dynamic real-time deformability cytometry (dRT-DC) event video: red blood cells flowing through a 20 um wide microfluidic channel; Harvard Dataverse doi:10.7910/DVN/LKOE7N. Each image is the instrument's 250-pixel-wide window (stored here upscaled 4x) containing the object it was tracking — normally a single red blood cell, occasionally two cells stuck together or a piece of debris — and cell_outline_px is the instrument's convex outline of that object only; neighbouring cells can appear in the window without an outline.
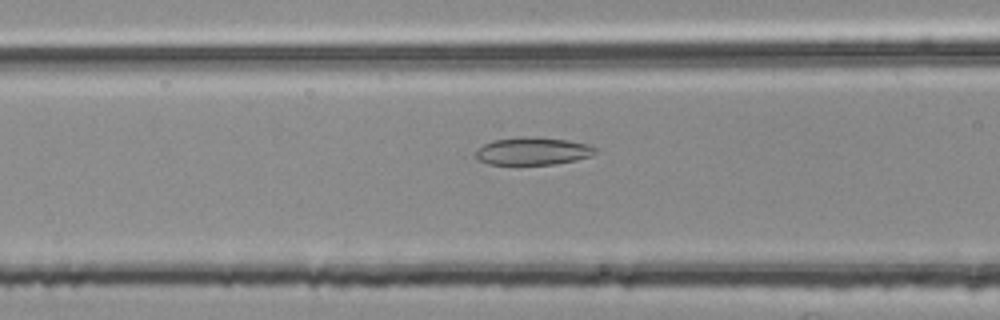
{"species": "common noctule bat (a hibernating species)", "species_latin": "Nyctalus noctula", "temperature_condition": "room temperature", "stored_images_in_passage": 13, "camera_frame_rate_fps": 3000, "um_per_image_px": 0.085, "animal": {"sex": "female", "body_mass_g": 25.1}, "frame": {"image": 1, "passage_image": 8, "time_ms": 2.333, "image_size_px": [1000, 320], "cell_outline_px": [[596, 152], [592, 156], [576, 160], [556, 164], [488, 164], [476, 160], [472, 156], [484, 144], [492, 140], [516, 136], [524, 136], [568, 140], [588, 144], [596, 148]], "centroid_in_image_um": [45.25, 12.84], "position_along_channel_um": 121.3, "area_um2": 19.48}}
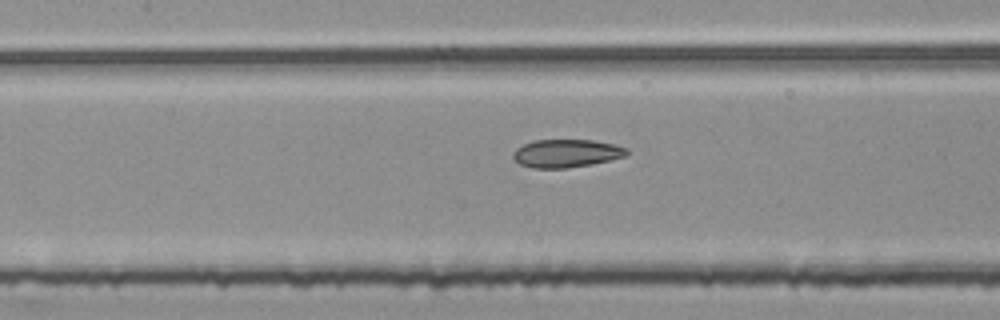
{"frame": {"image": 2, "passage_image": 11, "time_ms": 3.333, "image_size_px": [1000, 320], "cell_outline_px": [[628, 152], [624, 156], [592, 164], [568, 168], [532, 168], [520, 164], [512, 156], [512, 152], [516, 148], [532, 140], [592, 140], [612, 144], [628, 148]], "centroid_in_image_um": [48.1, 13.03], "position_along_channel_um": 159.3, "area_um2": 18.5}}